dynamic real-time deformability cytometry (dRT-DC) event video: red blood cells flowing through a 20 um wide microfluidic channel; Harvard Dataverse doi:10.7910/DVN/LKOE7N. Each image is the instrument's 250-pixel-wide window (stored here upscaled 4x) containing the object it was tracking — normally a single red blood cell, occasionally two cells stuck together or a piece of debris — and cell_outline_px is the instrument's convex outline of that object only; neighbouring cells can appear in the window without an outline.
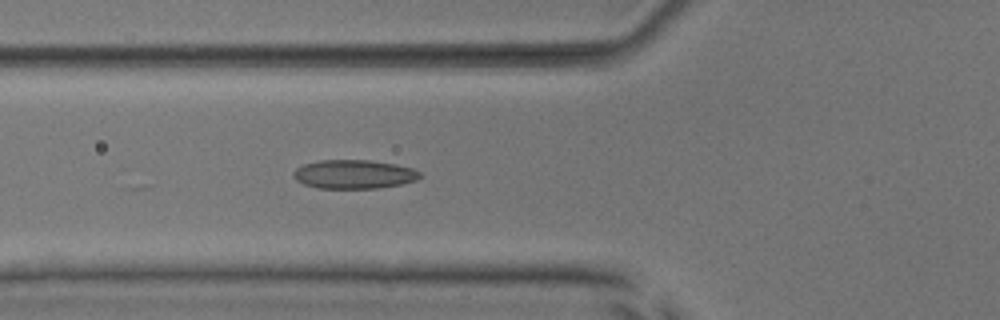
{"species": "common noctule bat (a hibernating species)", "species_latin": "Nyctalus noctula", "temperature_condition": "room temperature", "stored_images_in_passage": 30, "camera_frame_rate_fps": 3000, "um_per_image_px": 0.085, "animal": {"sex": "male", "body_mass_g": 17.9, "forearm_length_mm": 54.2}, "frame": {"image": 1, "passage_image": 20, "time_ms": 6.333, "image_size_px": [1000, 320], "cell_outline_px": [[424, 176], [416, 180], [400, 184], [376, 188], [316, 188], [304, 184], [296, 180], [292, 176], [292, 172], [296, 168], [304, 164], [320, 160], [368, 160], [396, 164], [412, 168], [420, 172]], "centroid_in_image_um": [30.07, 14.81], "position_along_channel_um": 95.7, "area_um2": 21.33}}
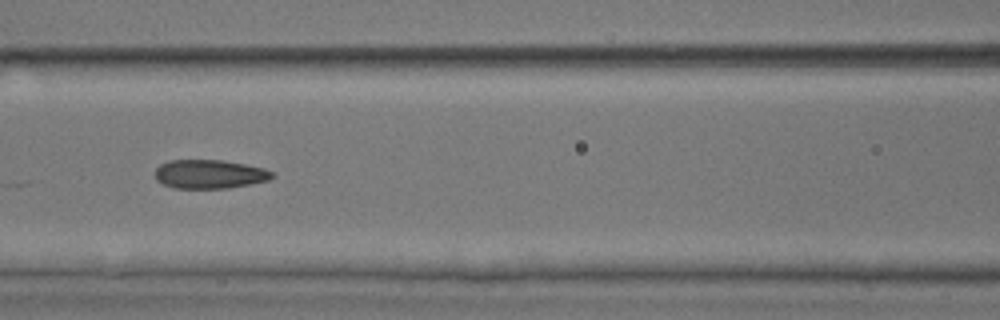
{"frame": {"image": 2, "passage_image": 24, "time_ms": 7.667, "image_size_px": [1000, 320], "cell_outline_px": [[272, 176], [268, 180], [228, 188], [176, 188], [164, 184], [156, 180], [156, 168], [160, 164], [168, 160], [220, 160], [244, 164], [264, 168], [272, 172]], "centroid_in_image_um": [17.77, 14.79], "position_along_channel_um": 148.8, "area_um2": 19.42}}